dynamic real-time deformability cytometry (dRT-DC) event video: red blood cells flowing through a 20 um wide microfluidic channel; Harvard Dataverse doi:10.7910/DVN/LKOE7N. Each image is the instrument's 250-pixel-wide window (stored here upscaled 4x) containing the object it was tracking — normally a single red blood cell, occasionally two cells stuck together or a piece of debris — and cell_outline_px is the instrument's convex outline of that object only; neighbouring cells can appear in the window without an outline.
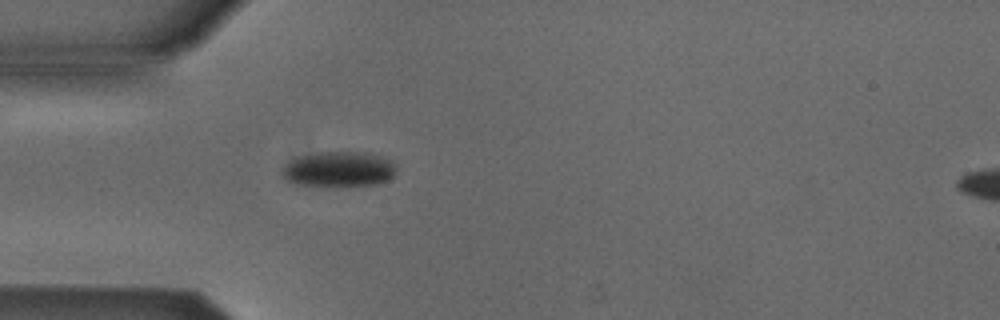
{"species": "Egyptian fruit bat (a non-hibernating species)", "species_latin": "Rousettus aegyptiacus", "temperature_condition": "cold", "stored_images_in_passage": 5, "camera_frame_rate_fps": 3000, "um_per_image_px": 0.085, "animal": {"sex": "male"}, "frame": {"image": 1, "passage_image": 5, "time_ms": 5.0, "image_size_px": [1000, 320], "cell_outline_px": [[396, 172], [388, 180], [380, 184], [348, 188], [324, 188], [292, 184], [284, 180], [280, 176], [280, 172], [284, 164], [300, 156], [316, 152], [368, 152], [392, 160], [396, 164]], "centroid_in_image_um": [28.77, 14.44], "position_along_channel_um": 56.2, "area_um2": 24.97}}